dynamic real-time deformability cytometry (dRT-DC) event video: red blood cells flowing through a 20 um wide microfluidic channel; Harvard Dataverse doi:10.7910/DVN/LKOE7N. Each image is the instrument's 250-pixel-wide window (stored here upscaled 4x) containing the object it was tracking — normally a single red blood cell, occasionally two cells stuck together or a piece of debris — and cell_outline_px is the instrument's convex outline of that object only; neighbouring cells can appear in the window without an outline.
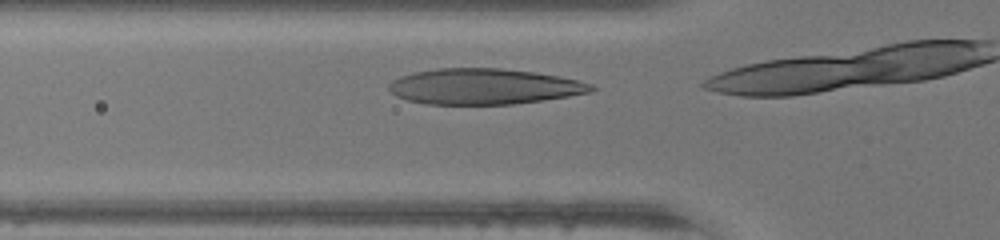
{"species": "human", "species_latin": "Homo sapiens", "temperature_condition": "warm", "stored_images_in_passage": 5, "camera_frame_rate_fps": 3000, "um_per_image_px": 0.085, "donor": {"sex": "female"}, "frame": {"image": 1, "passage_image": 3, "time_ms": 0.667, "image_size_px": [1000, 240], "cell_outline_px": [[596, 88], [592, 92], [544, 100], [512, 104], [424, 104], [408, 100], [396, 96], [388, 88], [388, 84], [392, 80], [400, 76], [412, 72], [440, 68], [500, 68], [536, 72], [560, 76], [592, 84]], "centroid_in_image_um": [41.13, 7.35], "position_along_channel_um": 84.7, "area_um2": 42.25}}